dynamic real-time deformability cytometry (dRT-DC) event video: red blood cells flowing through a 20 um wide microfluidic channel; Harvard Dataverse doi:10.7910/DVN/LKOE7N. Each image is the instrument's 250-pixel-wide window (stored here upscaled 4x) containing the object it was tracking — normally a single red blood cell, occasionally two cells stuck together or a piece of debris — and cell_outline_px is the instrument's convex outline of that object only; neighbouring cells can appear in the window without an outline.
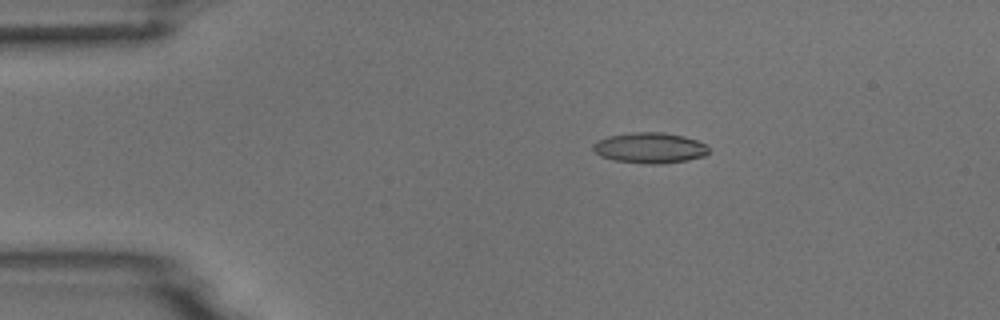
{"species": "common noctule bat (a hibernating species)", "species_latin": "Nyctalus noctula", "temperature_condition": "room temperature", "stored_images_in_passage": 7, "camera_frame_rate_fps": 3000, "um_per_image_px": 0.085, "animal": {"sex": "male", "body_mass_g": 18.8}, "frame": {"image": 1, "passage_image": 3, "time_ms": 2.0, "image_size_px": [1000, 320], "cell_outline_px": [[708, 152], [704, 156], [688, 160], [656, 164], [648, 164], [616, 160], [600, 156], [592, 148], [592, 144], [608, 136], [632, 132], [664, 132], [684, 136], [708, 144]], "centroid_in_image_um": [55.26, 12.56], "position_along_channel_um": 29.7, "area_um2": 20.58}}
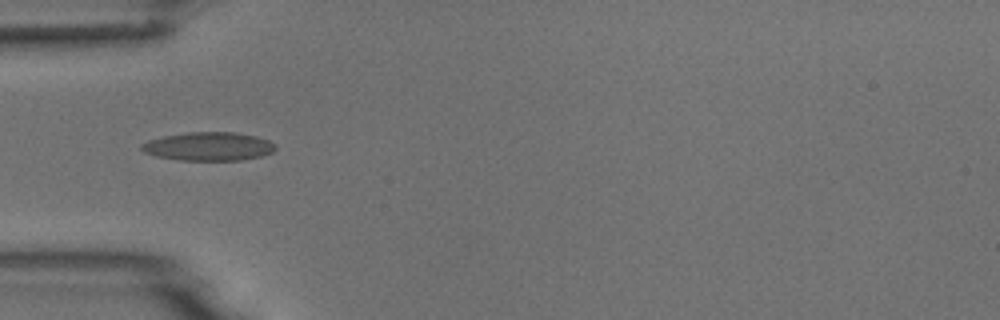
{"frame": {"image": 2, "passage_image": 5, "time_ms": 4.333, "image_size_px": [1000, 320], "cell_outline_px": [[276, 148], [272, 152], [260, 156], [240, 160], [180, 160], [156, 156], [144, 152], [140, 148], [140, 144], [148, 140], [164, 136], [188, 132], [236, 132], [256, 136], [268, 140], [276, 144]], "centroid_in_image_um": [17.72, 12.44], "position_along_channel_um": 67.3, "area_um2": 22.25}}